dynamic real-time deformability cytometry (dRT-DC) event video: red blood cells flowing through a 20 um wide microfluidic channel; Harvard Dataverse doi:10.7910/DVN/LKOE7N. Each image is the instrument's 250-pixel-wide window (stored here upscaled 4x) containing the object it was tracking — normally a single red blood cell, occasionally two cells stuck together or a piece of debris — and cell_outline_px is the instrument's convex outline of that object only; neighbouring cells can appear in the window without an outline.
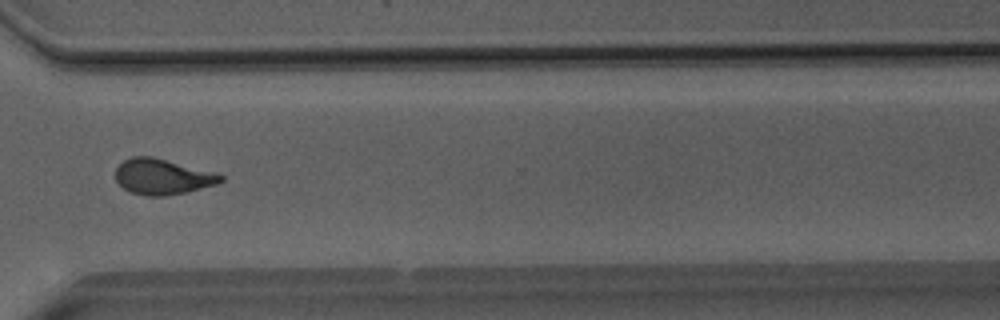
{"species": "Egyptian fruit bat (a non-hibernating species)", "species_latin": "Rousettus aegyptiacus", "temperature_condition": "room temperature", "stored_images_in_passage": 46, "camera_frame_rate_fps": 3000, "um_per_image_px": 0.085, "animal": {"sex": "male"}, "frame": {"image": 1, "passage_image": 36, "time_ms": 11.667, "image_size_px": [1000, 320], "cell_outline_px": [[224, 180], [216, 184], [168, 196], [144, 196], [128, 192], [116, 180], [116, 168], [124, 160], [132, 156], [152, 156], [216, 172], [224, 176]], "centroid_in_image_um": [13.8, 15.02], "position_along_channel_um": 356.8, "area_um2": 21.91}}
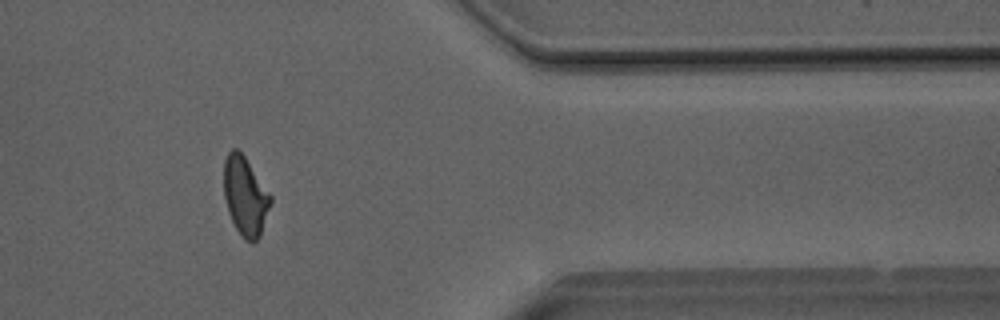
{"frame": {"image": 2, "passage_image": 40, "time_ms": 13.0, "image_size_px": [1000, 320], "cell_outline_px": [[272, 200], [260, 236], [252, 244], [244, 240], [236, 228], [228, 212], [224, 196], [224, 160], [228, 152], [232, 148], [236, 148], [244, 156], [272, 196]], "centroid_in_image_um": [20.84, 16.69], "position_along_channel_um": 390.6, "area_um2": 21.39}, "authors_computed_cell_mechanics": {"area_um2": 21.9062, "velocity_mm_per_s": 4.0593, "shape_relaxation_time_tau1_ms": 6.7234, "shape_relaxation_time_tau2_ms": 1.5353, "deformation_change_tau1": 0.1924, "deformation_change_tau2": 0.0755}}